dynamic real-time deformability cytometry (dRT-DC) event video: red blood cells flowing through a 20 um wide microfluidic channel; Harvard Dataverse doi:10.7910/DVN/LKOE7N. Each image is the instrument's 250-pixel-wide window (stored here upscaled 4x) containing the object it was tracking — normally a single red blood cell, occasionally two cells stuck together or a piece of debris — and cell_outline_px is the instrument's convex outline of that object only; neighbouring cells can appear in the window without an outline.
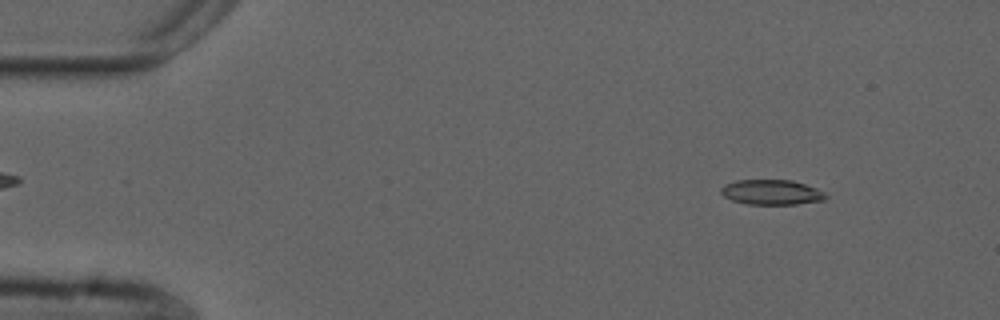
{"species": "common noctule bat (a hibernating species)", "species_latin": "Nyctalus noctula", "temperature_condition": "cold", "stored_images_in_passage": 54, "camera_frame_rate_fps": 3000, "um_per_image_px": 0.085, "animal": {"sex": "male", "forearm_length_mm": 52.5}, "frame": {"image": 1, "passage_image": 6, "time_ms": 1.667, "image_size_px": [1000, 320], "cell_outline_px": [[828, 196], [824, 200], [796, 204], [748, 204], [732, 200], [724, 196], [720, 192], [720, 188], [724, 184], [736, 180], [792, 180], [816, 188], [824, 192]], "centroid_in_image_um": [65.57, 16.33], "position_along_channel_um": 19.4, "area_um2": 15.26}}
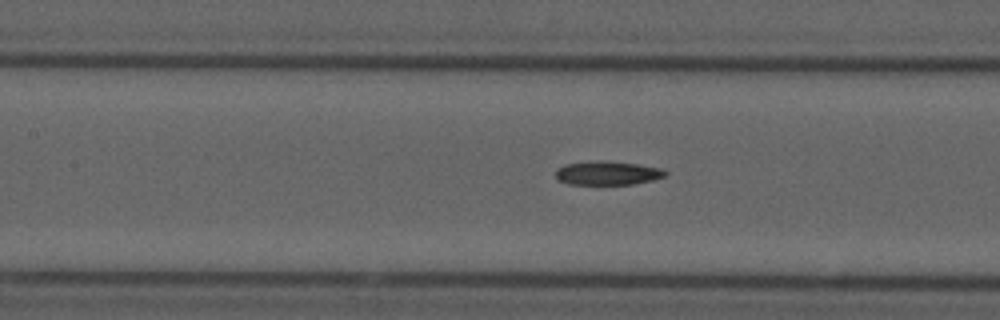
{"frame": {"image": 2, "passage_image": 24, "time_ms": 7.667, "image_size_px": [1000, 320], "cell_outline_px": [[668, 176], [652, 180], [632, 184], [568, 184], [560, 180], [556, 176], [556, 168], [564, 164], [636, 164], [660, 168], [668, 172]], "centroid_in_image_um": [51.69, 14.77], "position_along_channel_um": 155.7, "area_um2": 14.1}}
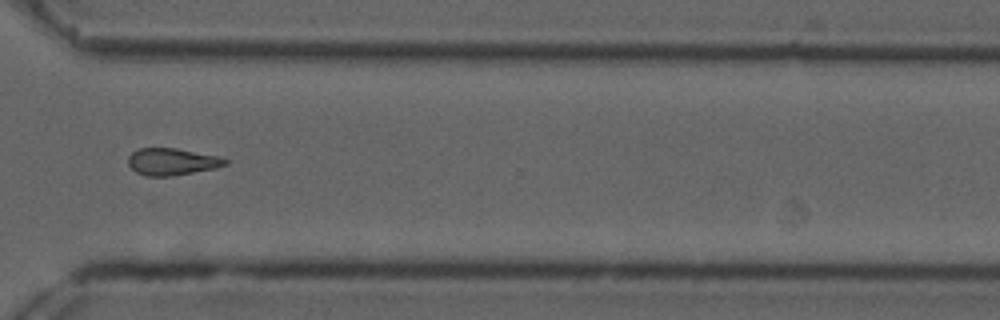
{"frame": {"image": 3, "passage_image": 40, "time_ms": 13.0, "image_size_px": [1000, 320], "cell_outline_px": [[228, 164], [216, 168], [172, 176], [148, 176], [136, 172], [128, 164], [128, 156], [132, 152], [140, 148], [176, 148], [216, 156], [228, 160]], "centroid_in_image_um": [14.6, 13.74], "position_along_channel_um": 356.0, "area_um2": 15.14}}